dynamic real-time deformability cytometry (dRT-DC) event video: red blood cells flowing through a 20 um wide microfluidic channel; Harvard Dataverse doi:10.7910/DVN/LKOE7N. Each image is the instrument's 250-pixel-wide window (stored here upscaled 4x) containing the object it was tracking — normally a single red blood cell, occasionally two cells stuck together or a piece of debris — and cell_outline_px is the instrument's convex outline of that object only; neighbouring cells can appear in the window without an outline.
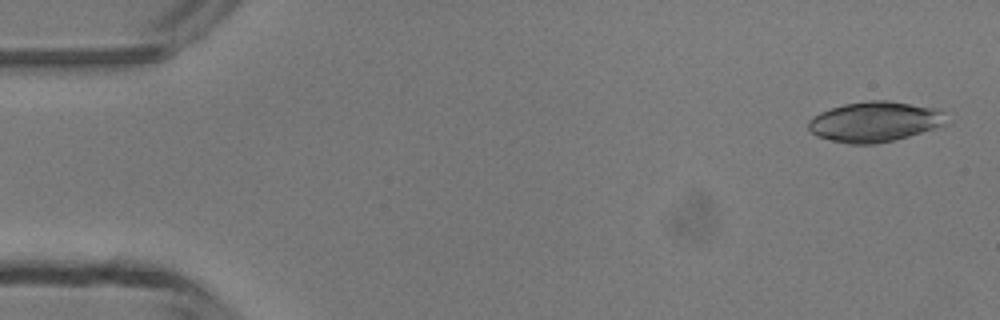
{"species": "common noctule bat (a hibernating species)", "species_latin": "Nyctalus noctula", "temperature_condition": "room temperature", "stored_images_in_passage": 5, "camera_frame_rate_fps": 3000, "um_per_image_px": 0.085, "animal": {"sex": "male", "body_mass_g": 13.3}, "frame": {"image": 1, "passage_image": 1, "time_ms": 0.0, "image_size_px": [1000, 320], "cell_outline_px": [[948, 124], [908, 136], [892, 140], [872, 144], [852, 144], [832, 140], [816, 136], [808, 128], [808, 120], [812, 116], [820, 112], [844, 104], [868, 100], [888, 100], [940, 108]], "centroid_in_image_um": [74.36, 10.33], "position_along_channel_um": 10.6, "area_um2": 32.31}}
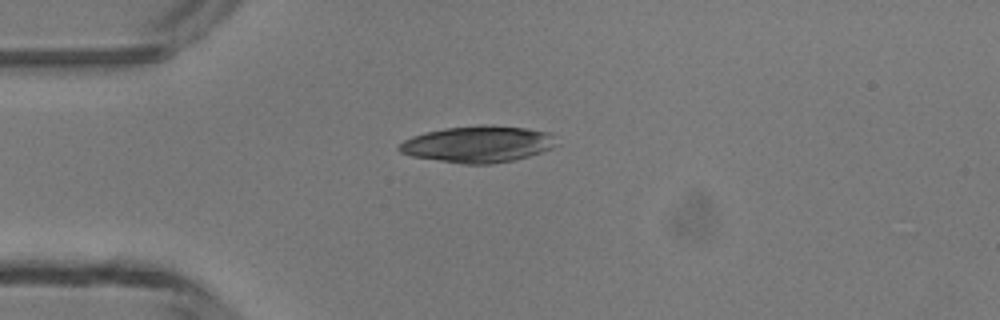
{"frame": {"image": 2, "passage_image": 4, "time_ms": 3.333, "image_size_px": [1000, 320], "cell_outline_px": [[560, 144], [552, 148], [528, 156], [512, 160], [492, 164], [464, 164], [412, 156], [400, 152], [396, 148], [404, 140], [412, 136], [424, 132], [444, 128], [480, 124], [528, 128], [548, 132]], "centroid_in_image_um": [40.62, 12.24], "position_along_channel_um": 44.4, "area_um2": 33.52}}